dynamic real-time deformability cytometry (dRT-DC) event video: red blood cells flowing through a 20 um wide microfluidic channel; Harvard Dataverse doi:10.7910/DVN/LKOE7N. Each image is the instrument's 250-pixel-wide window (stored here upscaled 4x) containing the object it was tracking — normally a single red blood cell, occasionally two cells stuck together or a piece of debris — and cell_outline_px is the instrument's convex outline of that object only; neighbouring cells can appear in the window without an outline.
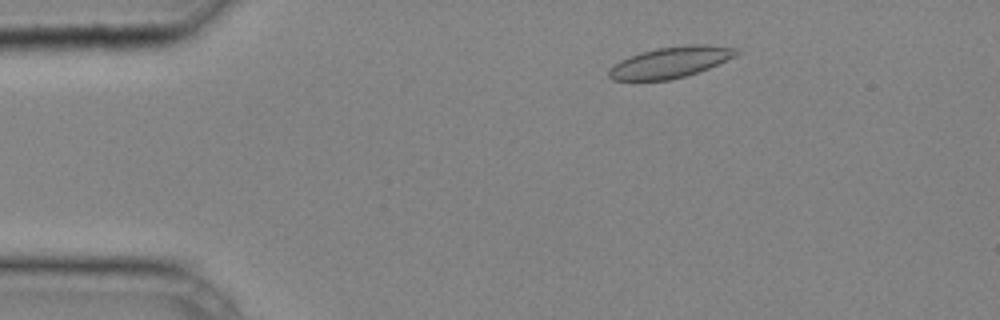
{"species": "common noctule bat (a hibernating species)", "species_latin": "Nyctalus noctula", "temperature_condition": "cold", "stored_images_in_passage": 34, "camera_frame_rate_fps": 3000, "um_per_image_px": 0.085, "animal": {"sex": "male", "body_mass_g": 20.4}, "frame": {"image": 1, "passage_image": 4, "time_ms": 1.0, "image_size_px": [1000, 320], "cell_outline_px": [[740, 52], [736, 56], [708, 68], [684, 76], [668, 80], [612, 80], [608, 76], [608, 68], [620, 60], [640, 52], [656, 48], [684, 44], [708, 44], [736, 48]], "centroid_in_image_um": [56.97, 5.28], "position_along_channel_um": 28.0, "area_um2": 23.12}}
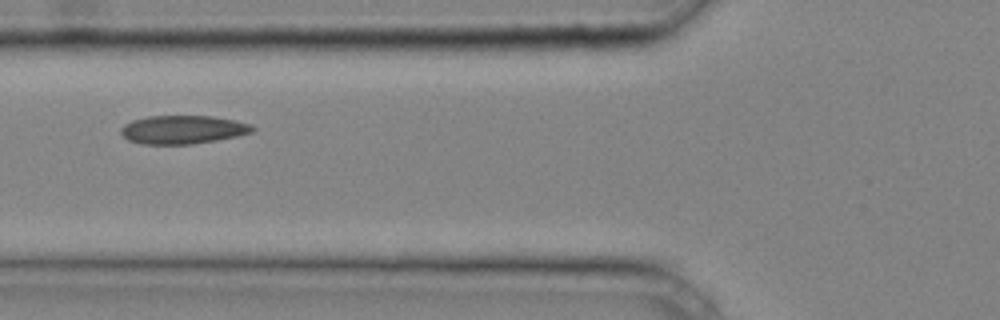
{"frame": {"image": 2, "passage_image": 13, "time_ms": 4.0, "image_size_px": [1000, 320], "cell_outline_px": [[256, 128], [252, 132], [236, 136], [216, 140], [192, 144], [140, 144], [128, 140], [120, 132], [120, 128], [124, 124], [132, 120], [148, 116], [212, 116], [252, 124]], "centroid_in_image_um": [15.51, 11.02], "position_along_channel_um": 110.3, "area_um2": 21.79}}
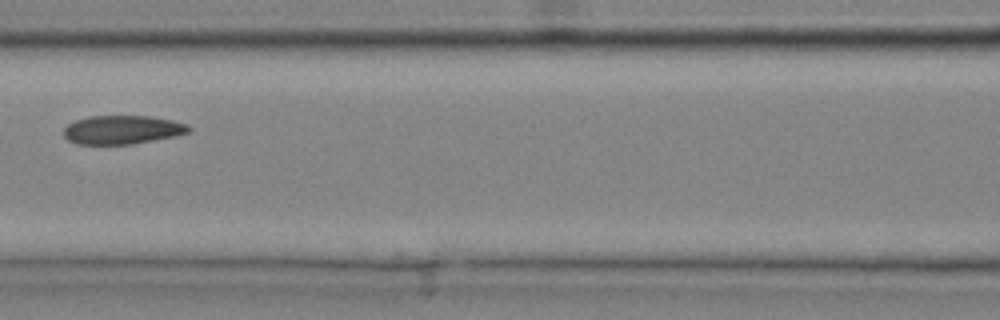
{"frame": {"image": 3, "passage_image": 16, "time_ms": 5.0, "image_size_px": [1000, 320], "cell_outline_px": [[192, 128], [188, 132], [176, 136], [132, 144], [76, 144], [68, 140], [64, 136], [64, 128], [68, 124], [76, 120], [88, 116], [148, 116], [172, 120], [188, 124]], "centroid_in_image_um": [10.4, 11.03], "position_along_channel_um": 156.2, "area_um2": 20.92}}